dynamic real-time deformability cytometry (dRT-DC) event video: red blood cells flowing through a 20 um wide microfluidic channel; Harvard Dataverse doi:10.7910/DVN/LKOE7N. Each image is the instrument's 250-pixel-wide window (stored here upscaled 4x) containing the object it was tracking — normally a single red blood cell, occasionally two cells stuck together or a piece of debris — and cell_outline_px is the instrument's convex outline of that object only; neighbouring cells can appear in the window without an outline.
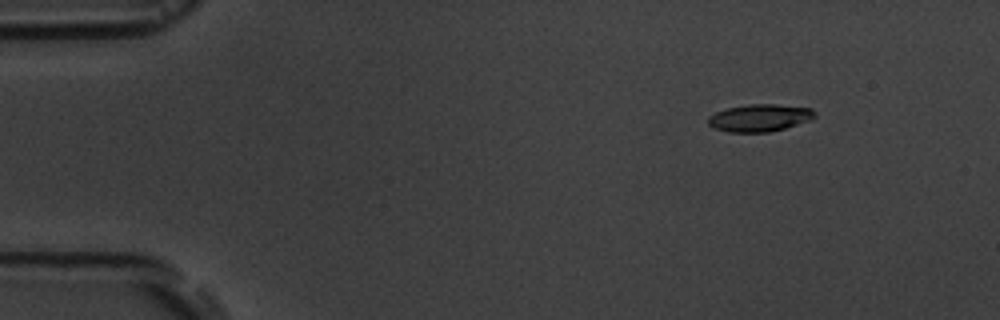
{"species": "common noctule bat (a hibernating species)", "species_latin": "Nyctalus noctula", "temperature_condition": "room temperature", "stored_images_in_passage": 6, "camera_frame_rate_fps": 3000, "um_per_image_px": 0.085, "animal": {"sex": "male", "body_mass_g": 19.5, "forearm_length_mm": 54.6}, "frame": {"image": 1, "passage_image": 3, "time_ms": 2.333, "image_size_px": [1000, 320], "cell_outline_px": [[816, 116], [812, 120], [784, 128], [768, 132], [728, 132], [716, 128], [708, 124], [708, 116], [716, 112], [728, 108], [752, 104], [776, 104], [812, 108], [816, 112]], "centroid_in_image_um": [64.61, 10.01], "position_along_channel_um": 20.4, "area_um2": 16.94}}
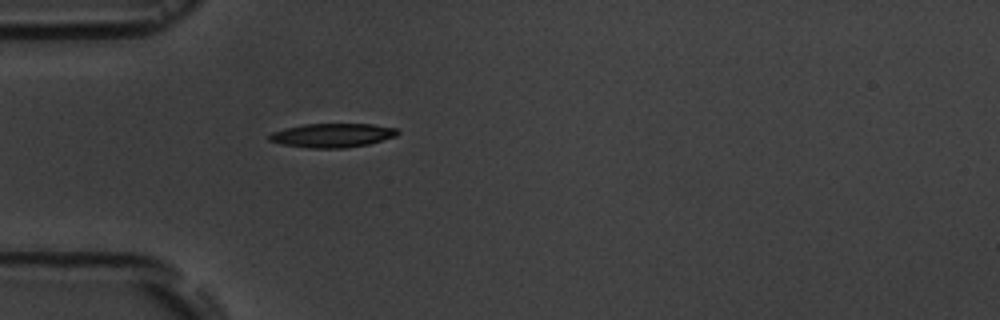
{"frame": {"image": 2, "passage_image": 6, "time_ms": 5.667, "image_size_px": [1000, 320], "cell_outline_px": [[400, 132], [396, 136], [368, 144], [344, 148], [308, 148], [284, 144], [268, 140], [268, 136], [272, 132], [284, 128], [304, 124], [372, 124], [396, 128]], "centroid_in_image_um": [28.25, 11.5], "position_along_channel_um": 56.8, "area_um2": 17.86}}